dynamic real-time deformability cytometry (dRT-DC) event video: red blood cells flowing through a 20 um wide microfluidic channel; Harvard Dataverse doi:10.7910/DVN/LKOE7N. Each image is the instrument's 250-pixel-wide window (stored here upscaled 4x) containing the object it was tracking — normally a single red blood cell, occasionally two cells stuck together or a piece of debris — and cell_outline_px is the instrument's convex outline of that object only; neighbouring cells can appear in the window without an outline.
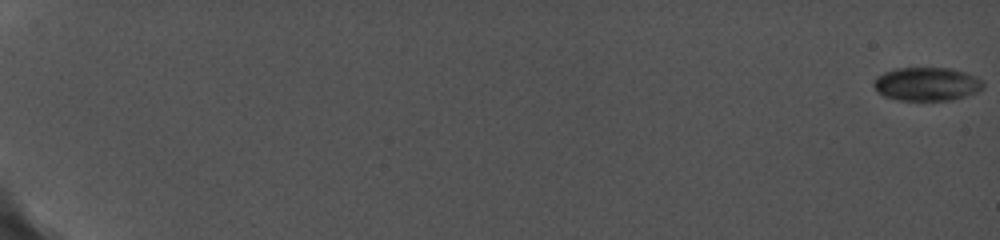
{"species": "common noctule bat (a hibernating species)", "species_latin": "Nyctalus noctula", "temperature_condition": "cold", "stored_images_in_passage": 66, "camera_frame_rate_fps": 5000, "um_per_image_px": 0.085, "animal": {"sex": "female", "body_mass_g": 19.0, "forearm_length_mm": 56.7}, "frame": {"image": 1, "passage_image": 1, "time_ms": 0.0, "image_size_px": [1000, 240], "cell_outline_px": [[980, 88], [972, 92], [948, 100], [900, 100], [888, 96], [880, 92], [876, 88], [876, 80], [884, 72], [896, 68], [948, 68], [964, 72], [980, 80]], "centroid_in_image_um": [78.73, 7.12], "position_along_channel_um": 6.3, "area_um2": 20.17}}
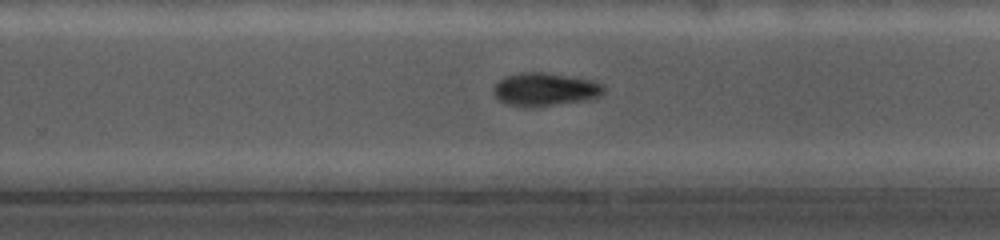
{"frame": {"image": 2, "passage_image": 48, "time_ms": 13.6, "image_size_px": [1000, 240], "cell_outline_px": [[604, 92], [600, 96], [584, 100], [532, 108], [528, 108], [508, 104], [500, 100], [492, 92], [492, 88], [504, 76], [520, 72], [540, 72], [592, 80], [604, 84]], "centroid_in_image_um": [46.3, 7.6], "position_along_channel_um": 283.5, "area_um2": 21.27}}
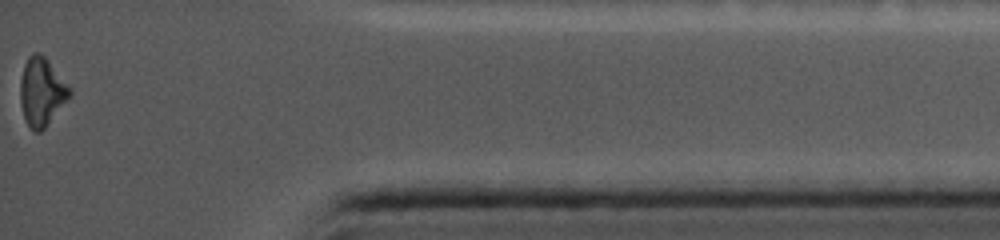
{"frame": {"image": 3, "passage_image": 66, "time_ms": 18.0, "image_size_px": [1000, 240], "cell_outline_px": [[72, 92], [44, 128], [40, 132], [36, 132], [24, 120], [20, 104], [20, 80], [24, 64], [28, 56], [32, 52], [40, 52], [44, 56], [72, 88]], "centroid_in_image_um": [3.51, 7.76], "position_along_channel_um": 431.7, "area_um2": 19.48}}